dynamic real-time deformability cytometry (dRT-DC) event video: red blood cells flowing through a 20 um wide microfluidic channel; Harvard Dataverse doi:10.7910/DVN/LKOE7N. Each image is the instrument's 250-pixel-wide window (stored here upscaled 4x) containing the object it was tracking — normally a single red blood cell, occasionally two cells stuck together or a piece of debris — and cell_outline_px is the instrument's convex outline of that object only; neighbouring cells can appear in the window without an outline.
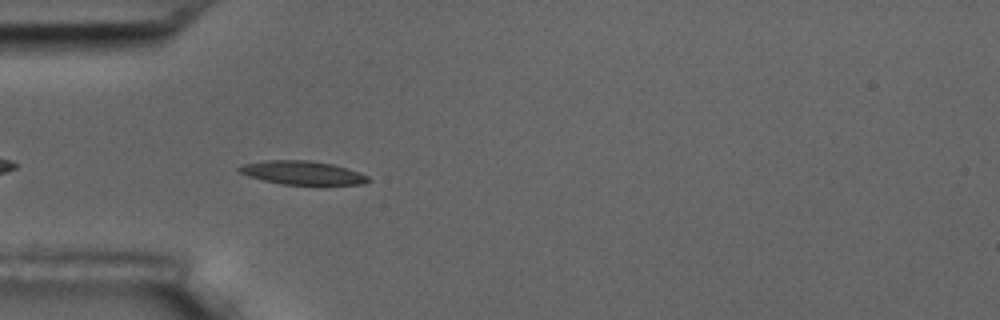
{"species": "common noctule bat (a hibernating species)", "species_latin": "Nyctalus noctula", "temperature_condition": "room temperature", "stored_images_in_passage": 6, "camera_frame_rate_fps": 3000, "um_per_image_px": 0.085, "animal": {"sex": "male", "body_mass_g": 17.5, "forearm_length_mm": 52.3}, "frame": {"image": 1, "passage_image": 6, "time_ms": 6.0, "image_size_px": [1000, 320], "cell_outline_px": [[368, 180], [364, 184], [280, 184], [248, 176], [240, 172], [236, 168], [244, 164], [268, 160], [308, 160], [332, 164], [360, 172], [368, 176]], "centroid_in_image_um": [25.68, 14.68], "position_along_channel_um": 59.3, "area_um2": 17.46}}